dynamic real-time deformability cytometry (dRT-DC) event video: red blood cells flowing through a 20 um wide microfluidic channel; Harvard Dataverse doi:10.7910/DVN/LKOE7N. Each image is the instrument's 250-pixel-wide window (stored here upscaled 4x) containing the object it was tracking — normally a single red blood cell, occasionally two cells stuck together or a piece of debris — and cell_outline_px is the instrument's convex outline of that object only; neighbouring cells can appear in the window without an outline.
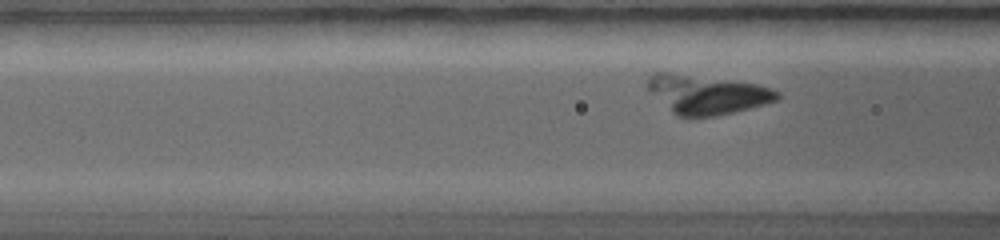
{"species": "common noctule bat (a hibernating species)", "species_latin": "Nyctalus noctula", "temperature_condition": "warm", "stored_images_in_passage": 53, "camera_frame_rate_fps": 5000, "um_per_image_px": 0.085, "animal": {"sex": "female", "body_mass_g": 19.0, "forearm_length_mm": 56.7}, "frame": {"image": 1, "passage_image": 15, "time_ms": 2.6, "image_size_px": [1000, 240], "cell_outline_px": [[780, 100], [716, 116], [676, 116], [648, 88], [648, 76], [652, 72], [668, 72], [756, 84], [772, 88], [780, 92]], "centroid_in_image_um": [60.11, 8.02], "position_along_channel_um": 106.5, "area_um2": 28.9}}
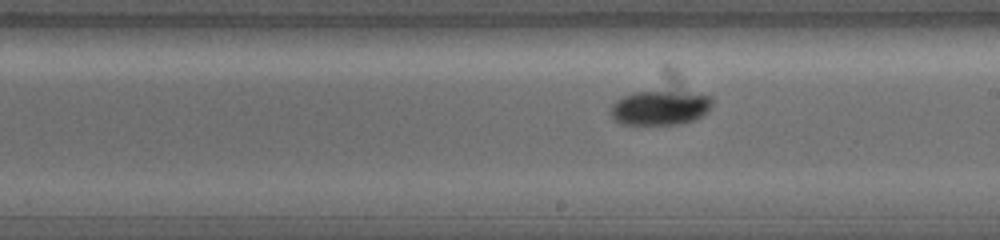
{"frame": {"image": 2, "passage_image": 30, "time_ms": 5.2, "image_size_px": [1000, 240], "cell_outline_px": [[712, 104], [704, 116], [696, 120], [680, 124], [620, 124], [612, 120], [608, 112], [612, 104], [616, 100], [664, 64], [668, 64], [676, 68], [712, 96]], "centroid_in_image_um": [56.28, 8.51], "position_along_channel_um": 232.7, "area_um2": 29.94}}
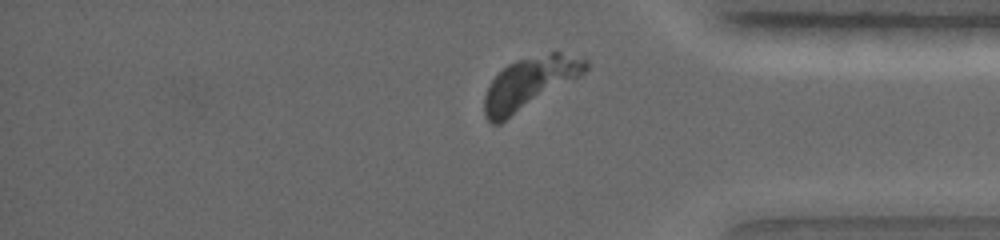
{"frame": {"image": 3, "passage_image": 48, "time_ms": 8.6, "image_size_px": [1000, 240], "cell_outline_px": [[588, 68], [584, 72], [500, 124], [492, 124], [484, 116], [484, 96], [488, 84], [508, 64], [520, 60], [552, 52], [560, 52], [584, 56], [588, 60]], "centroid_in_image_um": [44.99, 7.07], "position_along_channel_um": 390.2, "area_um2": 29.94}}